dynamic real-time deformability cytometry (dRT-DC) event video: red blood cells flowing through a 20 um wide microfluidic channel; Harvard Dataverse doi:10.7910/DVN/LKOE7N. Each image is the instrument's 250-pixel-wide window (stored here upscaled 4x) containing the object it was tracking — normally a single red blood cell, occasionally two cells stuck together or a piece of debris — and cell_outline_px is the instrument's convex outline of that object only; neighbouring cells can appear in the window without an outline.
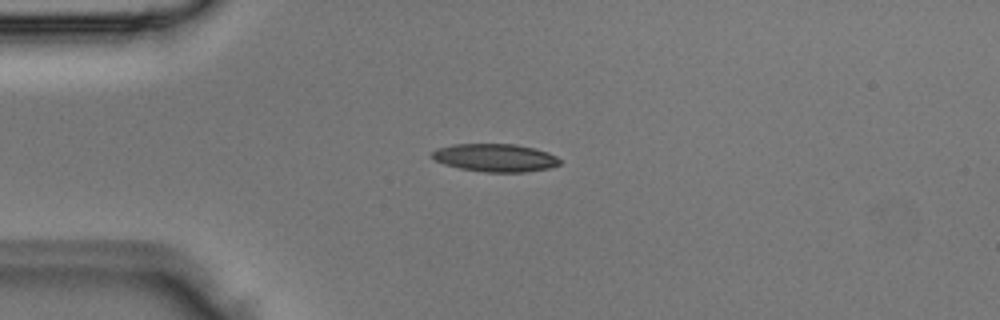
{"species": "Egyptian fruit bat (a non-hibernating species)", "species_latin": "Rousettus aegyptiacus", "temperature_condition": "room temperature", "stored_images_in_passage": 4, "camera_frame_rate_fps": 3000, "um_per_image_px": 0.085, "animal": {"sex": "male"}, "frame": {"image": 1, "passage_image": 4, "time_ms": 1.0, "image_size_px": [1000, 320], "cell_outline_px": [[560, 164], [548, 168], [524, 172], [484, 172], [460, 168], [444, 164], [436, 160], [432, 156], [432, 152], [436, 148], [452, 144], [516, 144], [548, 152], [556, 156], [560, 160]], "centroid_in_image_um": [42.08, 13.4], "position_along_channel_um": 42.9, "area_um2": 20.69}}